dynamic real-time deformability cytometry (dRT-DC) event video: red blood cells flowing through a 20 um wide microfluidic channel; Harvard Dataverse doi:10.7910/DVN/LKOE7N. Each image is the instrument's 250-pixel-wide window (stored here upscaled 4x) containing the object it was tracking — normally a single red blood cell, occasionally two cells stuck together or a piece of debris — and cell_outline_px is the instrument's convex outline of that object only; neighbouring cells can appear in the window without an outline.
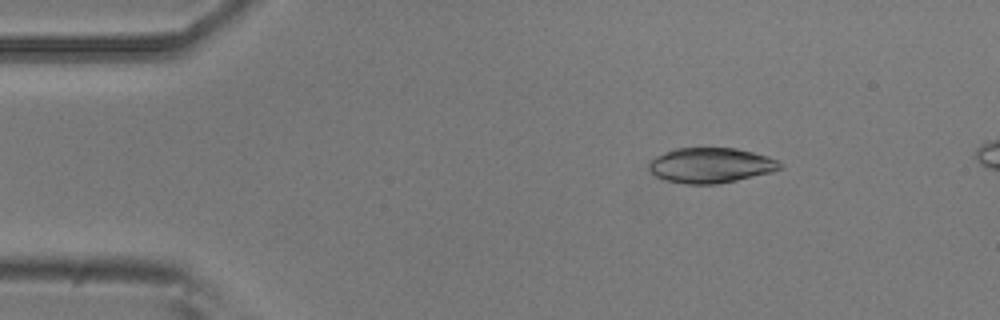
{"species": "common noctule bat (a hibernating species)", "species_latin": "Nyctalus noctula", "temperature_condition": "room temperature", "stored_images_in_passage": 6, "camera_frame_rate_fps": 3000, "um_per_image_px": 0.085, "animal": {"sex": "male", "body_mass_g": 20.5, "forearm_length_mm": 52.5}, "frame": {"image": 1, "passage_image": 3, "time_ms": 2.333, "image_size_px": [1000, 320], "cell_outline_px": [[784, 168], [772, 172], [736, 180], [716, 184], [684, 184], [664, 180], [656, 176], [648, 168], [648, 164], [656, 156], [664, 152], [676, 148], [736, 148], [768, 156], [784, 164]], "centroid_in_image_um": [60.43, 14.05], "position_along_channel_um": 24.6, "area_um2": 26.93}}